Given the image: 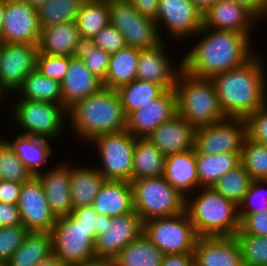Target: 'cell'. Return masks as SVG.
<instances>
[{
	"label": "cell",
	"instance_id": "obj_60",
	"mask_svg": "<svg viewBox=\"0 0 267 266\" xmlns=\"http://www.w3.org/2000/svg\"><path fill=\"white\" fill-rule=\"evenodd\" d=\"M5 94L0 90V103L2 102V99L4 100Z\"/></svg>",
	"mask_w": 267,
	"mask_h": 266
},
{
	"label": "cell",
	"instance_id": "obj_17",
	"mask_svg": "<svg viewBox=\"0 0 267 266\" xmlns=\"http://www.w3.org/2000/svg\"><path fill=\"white\" fill-rule=\"evenodd\" d=\"M22 225L28 232H49L57 218L51 212L41 182L36 176L22 183L17 202Z\"/></svg>",
	"mask_w": 267,
	"mask_h": 266
},
{
	"label": "cell",
	"instance_id": "obj_45",
	"mask_svg": "<svg viewBox=\"0 0 267 266\" xmlns=\"http://www.w3.org/2000/svg\"><path fill=\"white\" fill-rule=\"evenodd\" d=\"M28 233L24 225L0 227V261L8 262Z\"/></svg>",
	"mask_w": 267,
	"mask_h": 266
},
{
	"label": "cell",
	"instance_id": "obj_42",
	"mask_svg": "<svg viewBox=\"0 0 267 266\" xmlns=\"http://www.w3.org/2000/svg\"><path fill=\"white\" fill-rule=\"evenodd\" d=\"M0 176L1 180L18 183L26 182L32 177V174L3 138H0Z\"/></svg>",
	"mask_w": 267,
	"mask_h": 266
},
{
	"label": "cell",
	"instance_id": "obj_26",
	"mask_svg": "<svg viewBox=\"0 0 267 266\" xmlns=\"http://www.w3.org/2000/svg\"><path fill=\"white\" fill-rule=\"evenodd\" d=\"M92 206L100 217H116L134 211L131 183L106 180Z\"/></svg>",
	"mask_w": 267,
	"mask_h": 266
},
{
	"label": "cell",
	"instance_id": "obj_14",
	"mask_svg": "<svg viewBox=\"0 0 267 266\" xmlns=\"http://www.w3.org/2000/svg\"><path fill=\"white\" fill-rule=\"evenodd\" d=\"M154 20L163 41L164 27L170 38L179 42L194 37L203 27L202 14L191 0H159Z\"/></svg>",
	"mask_w": 267,
	"mask_h": 266
},
{
	"label": "cell",
	"instance_id": "obj_61",
	"mask_svg": "<svg viewBox=\"0 0 267 266\" xmlns=\"http://www.w3.org/2000/svg\"><path fill=\"white\" fill-rule=\"evenodd\" d=\"M0 266H9V265H8V262L0 261Z\"/></svg>",
	"mask_w": 267,
	"mask_h": 266
},
{
	"label": "cell",
	"instance_id": "obj_32",
	"mask_svg": "<svg viewBox=\"0 0 267 266\" xmlns=\"http://www.w3.org/2000/svg\"><path fill=\"white\" fill-rule=\"evenodd\" d=\"M18 94V95H17ZM17 100H35L63 105L61 83L34 69L13 96Z\"/></svg>",
	"mask_w": 267,
	"mask_h": 266
},
{
	"label": "cell",
	"instance_id": "obj_41",
	"mask_svg": "<svg viewBox=\"0 0 267 266\" xmlns=\"http://www.w3.org/2000/svg\"><path fill=\"white\" fill-rule=\"evenodd\" d=\"M240 160L252 180H267V144L256 142L246 136Z\"/></svg>",
	"mask_w": 267,
	"mask_h": 266
},
{
	"label": "cell",
	"instance_id": "obj_59",
	"mask_svg": "<svg viewBox=\"0 0 267 266\" xmlns=\"http://www.w3.org/2000/svg\"><path fill=\"white\" fill-rule=\"evenodd\" d=\"M5 0H0V32L4 21Z\"/></svg>",
	"mask_w": 267,
	"mask_h": 266
},
{
	"label": "cell",
	"instance_id": "obj_19",
	"mask_svg": "<svg viewBox=\"0 0 267 266\" xmlns=\"http://www.w3.org/2000/svg\"><path fill=\"white\" fill-rule=\"evenodd\" d=\"M177 114V98L174 89L151 101L126 118V130L135 138L146 139L159 125Z\"/></svg>",
	"mask_w": 267,
	"mask_h": 266
},
{
	"label": "cell",
	"instance_id": "obj_52",
	"mask_svg": "<svg viewBox=\"0 0 267 266\" xmlns=\"http://www.w3.org/2000/svg\"><path fill=\"white\" fill-rule=\"evenodd\" d=\"M144 16L155 19L159 0H128Z\"/></svg>",
	"mask_w": 267,
	"mask_h": 266
},
{
	"label": "cell",
	"instance_id": "obj_31",
	"mask_svg": "<svg viewBox=\"0 0 267 266\" xmlns=\"http://www.w3.org/2000/svg\"><path fill=\"white\" fill-rule=\"evenodd\" d=\"M165 157L147 138H136L133 150L132 180L163 176Z\"/></svg>",
	"mask_w": 267,
	"mask_h": 266
},
{
	"label": "cell",
	"instance_id": "obj_56",
	"mask_svg": "<svg viewBox=\"0 0 267 266\" xmlns=\"http://www.w3.org/2000/svg\"><path fill=\"white\" fill-rule=\"evenodd\" d=\"M37 266H70V265H67L52 253L50 256L46 257L45 259H42Z\"/></svg>",
	"mask_w": 267,
	"mask_h": 266
},
{
	"label": "cell",
	"instance_id": "obj_30",
	"mask_svg": "<svg viewBox=\"0 0 267 266\" xmlns=\"http://www.w3.org/2000/svg\"><path fill=\"white\" fill-rule=\"evenodd\" d=\"M140 49L125 47L110 54L109 68L103 87L117 90L136 79Z\"/></svg>",
	"mask_w": 267,
	"mask_h": 266
},
{
	"label": "cell",
	"instance_id": "obj_46",
	"mask_svg": "<svg viewBox=\"0 0 267 266\" xmlns=\"http://www.w3.org/2000/svg\"><path fill=\"white\" fill-rule=\"evenodd\" d=\"M72 57L49 55L38 52L36 69H38L44 76L61 83L68 70L70 59Z\"/></svg>",
	"mask_w": 267,
	"mask_h": 266
},
{
	"label": "cell",
	"instance_id": "obj_47",
	"mask_svg": "<svg viewBox=\"0 0 267 266\" xmlns=\"http://www.w3.org/2000/svg\"><path fill=\"white\" fill-rule=\"evenodd\" d=\"M94 44L109 54L126 47L124 36L112 24L104 26L94 37Z\"/></svg>",
	"mask_w": 267,
	"mask_h": 266
},
{
	"label": "cell",
	"instance_id": "obj_50",
	"mask_svg": "<svg viewBox=\"0 0 267 266\" xmlns=\"http://www.w3.org/2000/svg\"><path fill=\"white\" fill-rule=\"evenodd\" d=\"M22 225L17 204L0 202V227Z\"/></svg>",
	"mask_w": 267,
	"mask_h": 266
},
{
	"label": "cell",
	"instance_id": "obj_33",
	"mask_svg": "<svg viewBox=\"0 0 267 266\" xmlns=\"http://www.w3.org/2000/svg\"><path fill=\"white\" fill-rule=\"evenodd\" d=\"M240 154H196L199 187H211L224 174L241 165Z\"/></svg>",
	"mask_w": 267,
	"mask_h": 266
},
{
	"label": "cell",
	"instance_id": "obj_51",
	"mask_svg": "<svg viewBox=\"0 0 267 266\" xmlns=\"http://www.w3.org/2000/svg\"><path fill=\"white\" fill-rule=\"evenodd\" d=\"M22 183L14 181H0V202L17 204Z\"/></svg>",
	"mask_w": 267,
	"mask_h": 266
},
{
	"label": "cell",
	"instance_id": "obj_11",
	"mask_svg": "<svg viewBox=\"0 0 267 266\" xmlns=\"http://www.w3.org/2000/svg\"><path fill=\"white\" fill-rule=\"evenodd\" d=\"M136 138L127 130L96 136L89 145L94 144L100 156L97 170L107 180H132L133 150Z\"/></svg>",
	"mask_w": 267,
	"mask_h": 266
},
{
	"label": "cell",
	"instance_id": "obj_3",
	"mask_svg": "<svg viewBox=\"0 0 267 266\" xmlns=\"http://www.w3.org/2000/svg\"><path fill=\"white\" fill-rule=\"evenodd\" d=\"M126 118L118 92L105 87L67 109L70 132L86 144L96 136L126 130Z\"/></svg>",
	"mask_w": 267,
	"mask_h": 266
},
{
	"label": "cell",
	"instance_id": "obj_25",
	"mask_svg": "<svg viewBox=\"0 0 267 266\" xmlns=\"http://www.w3.org/2000/svg\"><path fill=\"white\" fill-rule=\"evenodd\" d=\"M165 180L187 197L199 187L195 149L165 157Z\"/></svg>",
	"mask_w": 267,
	"mask_h": 266
},
{
	"label": "cell",
	"instance_id": "obj_21",
	"mask_svg": "<svg viewBox=\"0 0 267 266\" xmlns=\"http://www.w3.org/2000/svg\"><path fill=\"white\" fill-rule=\"evenodd\" d=\"M193 257L194 266H244L234 236L198 237Z\"/></svg>",
	"mask_w": 267,
	"mask_h": 266
},
{
	"label": "cell",
	"instance_id": "obj_1",
	"mask_svg": "<svg viewBox=\"0 0 267 266\" xmlns=\"http://www.w3.org/2000/svg\"><path fill=\"white\" fill-rule=\"evenodd\" d=\"M195 37L193 47L182 56L183 70L195 77L211 79L244 65L256 54L252 38L240 32L202 27Z\"/></svg>",
	"mask_w": 267,
	"mask_h": 266
},
{
	"label": "cell",
	"instance_id": "obj_55",
	"mask_svg": "<svg viewBox=\"0 0 267 266\" xmlns=\"http://www.w3.org/2000/svg\"><path fill=\"white\" fill-rule=\"evenodd\" d=\"M72 266H114V260L112 258L94 256L93 258L87 259Z\"/></svg>",
	"mask_w": 267,
	"mask_h": 266
},
{
	"label": "cell",
	"instance_id": "obj_57",
	"mask_svg": "<svg viewBox=\"0 0 267 266\" xmlns=\"http://www.w3.org/2000/svg\"><path fill=\"white\" fill-rule=\"evenodd\" d=\"M197 10L203 15L205 14L218 0H191Z\"/></svg>",
	"mask_w": 267,
	"mask_h": 266
},
{
	"label": "cell",
	"instance_id": "obj_37",
	"mask_svg": "<svg viewBox=\"0 0 267 266\" xmlns=\"http://www.w3.org/2000/svg\"><path fill=\"white\" fill-rule=\"evenodd\" d=\"M80 37L93 38L110 23L109 0H85L75 19Z\"/></svg>",
	"mask_w": 267,
	"mask_h": 266
},
{
	"label": "cell",
	"instance_id": "obj_4",
	"mask_svg": "<svg viewBox=\"0 0 267 266\" xmlns=\"http://www.w3.org/2000/svg\"><path fill=\"white\" fill-rule=\"evenodd\" d=\"M100 220L92 205L73 208L70 215L57 218L50 231L52 253L70 266L93 258Z\"/></svg>",
	"mask_w": 267,
	"mask_h": 266
},
{
	"label": "cell",
	"instance_id": "obj_38",
	"mask_svg": "<svg viewBox=\"0 0 267 266\" xmlns=\"http://www.w3.org/2000/svg\"><path fill=\"white\" fill-rule=\"evenodd\" d=\"M85 0H48L39 7L38 18L41 29L51 25L75 21Z\"/></svg>",
	"mask_w": 267,
	"mask_h": 266
},
{
	"label": "cell",
	"instance_id": "obj_39",
	"mask_svg": "<svg viewBox=\"0 0 267 266\" xmlns=\"http://www.w3.org/2000/svg\"><path fill=\"white\" fill-rule=\"evenodd\" d=\"M252 181L248 171L239 165L234 170L224 174L211 187L238 206L248 192Z\"/></svg>",
	"mask_w": 267,
	"mask_h": 266
},
{
	"label": "cell",
	"instance_id": "obj_10",
	"mask_svg": "<svg viewBox=\"0 0 267 266\" xmlns=\"http://www.w3.org/2000/svg\"><path fill=\"white\" fill-rule=\"evenodd\" d=\"M109 18L127 47L144 50L163 42L155 20L141 15L128 0H109Z\"/></svg>",
	"mask_w": 267,
	"mask_h": 266
},
{
	"label": "cell",
	"instance_id": "obj_12",
	"mask_svg": "<svg viewBox=\"0 0 267 266\" xmlns=\"http://www.w3.org/2000/svg\"><path fill=\"white\" fill-rule=\"evenodd\" d=\"M247 136L244 119L225 118L195 129V154L241 153Z\"/></svg>",
	"mask_w": 267,
	"mask_h": 266
},
{
	"label": "cell",
	"instance_id": "obj_62",
	"mask_svg": "<svg viewBox=\"0 0 267 266\" xmlns=\"http://www.w3.org/2000/svg\"><path fill=\"white\" fill-rule=\"evenodd\" d=\"M261 2L267 7V0H261Z\"/></svg>",
	"mask_w": 267,
	"mask_h": 266
},
{
	"label": "cell",
	"instance_id": "obj_44",
	"mask_svg": "<svg viewBox=\"0 0 267 266\" xmlns=\"http://www.w3.org/2000/svg\"><path fill=\"white\" fill-rule=\"evenodd\" d=\"M267 210V180H253L242 202L238 205L240 221L247 214L261 213Z\"/></svg>",
	"mask_w": 267,
	"mask_h": 266
},
{
	"label": "cell",
	"instance_id": "obj_34",
	"mask_svg": "<svg viewBox=\"0 0 267 266\" xmlns=\"http://www.w3.org/2000/svg\"><path fill=\"white\" fill-rule=\"evenodd\" d=\"M164 254L142 232L113 259L114 266H161Z\"/></svg>",
	"mask_w": 267,
	"mask_h": 266
},
{
	"label": "cell",
	"instance_id": "obj_35",
	"mask_svg": "<svg viewBox=\"0 0 267 266\" xmlns=\"http://www.w3.org/2000/svg\"><path fill=\"white\" fill-rule=\"evenodd\" d=\"M126 117L132 112L144 108L151 101L162 96L167 90L154 82L135 79L116 90Z\"/></svg>",
	"mask_w": 267,
	"mask_h": 266
},
{
	"label": "cell",
	"instance_id": "obj_8",
	"mask_svg": "<svg viewBox=\"0 0 267 266\" xmlns=\"http://www.w3.org/2000/svg\"><path fill=\"white\" fill-rule=\"evenodd\" d=\"M130 183L133 207L142 222L185 211L186 197L175 190L164 176L131 180Z\"/></svg>",
	"mask_w": 267,
	"mask_h": 266
},
{
	"label": "cell",
	"instance_id": "obj_43",
	"mask_svg": "<svg viewBox=\"0 0 267 266\" xmlns=\"http://www.w3.org/2000/svg\"><path fill=\"white\" fill-rule=\"evenodd\" d=\"M244 266H267V236L235 234Z\"/></svg>",
	"mask_w": 267,
	"mask_h": 266
},
{
	"label": "cell",
	"instance_id": "obj_49",
	"mask_svg": "<svg viewBox=\"0 0 267 266\" xmlns=\"http://www.w3.org/2000/svg\"><path fill=\"white\" fill-rule=\"evenodd\" d=\"M235 234L267 236V210L256 214H247L240 221V229Z\"/></svg>",
	"mask_w": 267,
	"mask_h": 266
},
{
	"label": "cell",
	"instance_id": "obj_53",
	"mask_svg": "<svg viewBox=\"0 0 267 266\" xmlns=\"http://www.w3.org/2000/svg\"><path fill=\"white\" fill-rule=\"evenodd\" d=\"M161 266H194L193 253L164 255Z\"/></svg>",
	"mask_w": 267,
	"mask_h": 266
},
{
	"label": "cell",
	"instance_id": "obj_2",
	"mask_svg": "<svg viewBox=\"0 0 267 266\" xmlns=\"http://www.w3.org/2000/svg\"><path fill=\"white\" fill-rule=\"evenodd\" d=\"M263 59L257 53L244 65L210 79L226 118L246 120L267 102V66Z\"/></svg>",
	"mask_w": 267,
	"mask_h": 266
},
{
	"label": "cell",
	"instance_id": "obj_5",
	"mask_svg": "<svg viewBox=\"0 0 267 266\" xmlns=\"http://www.w3.org/2000/svg\"><path fill=\"white\" fill-rule=\"evenodd\" d=\"M197 191L188 195L185 203V211L197 235L234 236L240 229L238 206L212 187H200Z\"/></svg>",
	"mask_w": 267,
	"mask_h": 266
},
{
	"label": "cell",
	"instance_id": "obj_13",
	"mask_svg": "<svg viewBox=\"0 0 267 266\" xmlns=\"http://www.w3.org/2000/svg\"><path fill=\"white\" fill-rule=\"evenodd\" d=\"M143 232V222L134 210L125 215L102 216L94 243L96 257L114 259Z\"/></svg>",
	"mask_w": 267,
	"mask_h": 266
},
{
	"label": "cell",
	"instance_id": "obj_9",
	"mask_svg": "<svg viewBox=\"0 0 267 266\" xmlns=\"http://www.w3.org/2000/svg\"><path fill=\"white\" fill-rule=\"evenodd\" d=\"M143 232L164 255L193 253L199 237L186 211L143 222Z\"/></svg>",
	"mask_w": 267,
	"mask_h": 266
},
{
	"label": "cell",
	"instance_id": "obj_20",
	"mask_svg": "<svg viewBox=\"0 0 267 266\" xmlns=\"http://www.w3.org/2000/svg\"><path fill=\"white\" fill-rule=\"evenodd\" d=\"M202 17L203 27L240 32L251 38L253 26L260 21L248 8L232 0H218Z\"/></svg>",
	"mask_w": 267,
	"mask_h": 266
},
{
	"label": "cell",
	"instance_id": "obj_27",
	"mask_svg": "<svg viewBox=\"0 0 267 266\" xmlns=\"http://www.w3.org/2000/svg\"><path fill=\"white\" fill-rule=\"evenodd\" d=\"M3 139L10 145L14 150V153L18 156V159L25 165L27 170L36 176L43 172L42 169L46 164L47 160L50 159V155L53 152L52 143L50 140L37 138L33 136H27L16 134L12 136V139Z\"/></svg>",
	"mask_w": 267,
	"mask_h": 266
},
{
	"label": "cell",
	"instance_id": "obj_22",
	"mask_svg": "<svg viewBox=\"0 0 267 266\" xmlns=\"http://www.w3.org/2000/svg\"><path fill=\"white\" fill-rule=\"evenodd\" d=\"M60 163L57 162L49 170L45 169L36 175L42 184L51 212L56 218L70 215L73 209L70 191L71 162Z\"/></svg>",
	"mask_w": 267,
	"mask_h": 266
},
{
	"label": "cell",
	"instance_id": "obj_6",
	"mask_svg": "<svg viewBox=\"0 0 267 266\" xmlns=\"http://www.w3.org/2000/svg\"><path fill=\"white\" fill-rule=\"evenodd\" d=\"M174 90L177 98V114L195 129L226 118L210 79L192 76L182 69L178 74Z\"/></svg>",
	"mask_w": 267,
	"mask_h": 266
},
{
	"label": "cell",
	"instance_id": "obj_23",
	"mask_svg": "<svg viewBox=\"0 0 267 266\" xmlns=\"http://www.w3.org/2000/svg\"><path fill=\"white\" fill-rule=\"evenodd\" d=\"M147 139L165 156L194 149L195 128L176 114L159 125Z\"/></svg>",
	"mask_w": 267,
	"mask_h": 266
},
{
	"label": "cell",
	"instance_id": "obj_58",
	"mask_svg": "<svg viewBox=\"0 0 267 266\" xmlns=\"http://www.w3.org/2000/svg\"><path fill=\"white\" fill-rule=\"evenodd\" d=\"M22 1H26L32 7L38 9L39 7L43 6L48 0H22Z\"/></svg>",
	"mask_w": 267,
	"mask_h": 266
},
{
	"label": "cell",
	"instance_id": "obj_29",
	"mask_svg": "<svg viewBox=\"0 0 267 266\" xmlns=\"http://www.w3.org/2000/svg\"><path fill=\"white\" fill-rule=\"evenodd\" d=\"M80 38L75 21L41 29L38 51L42 54L72 57Z\"/></svg>",
	"mask_w": 267,
	"mask_h": 266
},
{
	"label": "cell",
	"instance_id": "obj_48",
	"mask_svg": "<svg viewBox=\"0 0 267 266\" xmlns=\"http://www.w3.org/2000/svg\"><path fill=\"white\" fill-rule=\"evenodd\" d=\"M245 121L247 136L256 142L267 144V102Z\"/></svg>",
	"mask_w": 267,
	"mask_h": 266
},
{
	"label": "cell",
	"instance_id": "obj_40",
	"mask_svg": "<svg viewBox=\"0 0 267 266\" xmlns=\"http://www.w3.org/2000/svg\"><path fill=\"white\" fill-rule=\"evenodd\" d=\"M72 57L81 59L95 76L102 82L105 80L110 54L96 47L93 38L80 37Z\"/></svg>",
	"mask_w": 267,
	"mask_h": 266
},
{
	"label": "cell",
	"instance_id": "obj_24",
	"mask_svg": "<svg viewBox=\"0 0 267 266\" xmlns=\"http://www.w3.org/2000/svg\"><path fill=\"white\" fill-rule=\"evenodd\" d=\"M103 87L81 59L71 58L68 70L61 82L63 106L68 109L77 101L95 94Z\"/></svg>",
	"mask_w": 267,
	"mask_h": 266
},
{
	"label": "cell",
	"instance_id": "obj_54",
	"mask_svg": "<svg viewBox=\"0 0 267 266\" xmlns=\"http://www.w3.org/2000/svg\"><path fill=\"white\" fill-rule=\"evenodd\" d=\"M248 8L259 20H267V7L261 0H232Z\"/></svg>",
	"mask_w": 267,
	"mask_h": 266
},
{
	"label": "cell",
	"instance_id": "obj_16",
	"mask_svg": "<svg viewBox=\"0 0 267 266\" xmlns=\"http://www.w3.org/2000/svg\"><path fill=\"white\" fill-rule=\"evenodd\" d=\"M40 35L38 10L26 1L5 0L4 21L0 32L2 43L38 45Z\"/></svg>",
	"mask_w": 267,
	"mask_h": 266
},
{
	"label": "cell",
	"instance_id": "obj_15",
	"mask_svg": "<svg viewBox=\"0 0 267 266\" xmlns=\"http://www.w3.org/2000/svg\"><path fill=\"white\" fill-rule=\"evenodd\" d=\"M38 45L2 43L0 49V90L13 95L24 79L36 69ZM11 93V94H9Z\"/></svg>",
	"mask_w": 267,
	"mask_h": 266
},
{
	"label": "cell",
	"instance_id": "obj_7",
	"mask_svg": "<svg viewBox=\"0 0 267 266\" xmlns=\"http://www.w3.org/2000/svg\"><path fill=\"white\" fill-rule=\"evenodd\" d=\"M13 103L10 114L16 126L21 128L19 134L54 143L62 137L61 133L64 134L68 123L67 109L63 105L35 100H16Z\"/></svg>",
	"mask_w": 267,
	"mask_h": 266
},
{
	"label": "cell",
	"instance_id": "obj_18",
	"mask_svg": "<svg viewBox=\"0 0 267 266\" xmlns=\"http://www.w3.org/2000/svg\"><path fill=\"white\" fill-rule=\"evenodd\" d=\"M167 45L164 40L154 48L140 50L136 79L157 83L166 90L174 89L178 74L183 69L182 57L176 66Z\"/></svg>",
	"mask_w": 267,
	"mask_h": 266
},
{
	"label": "cell",
	"instance_id": "obj_28",
	"mask_svg": "<svg viewBox=\"0 0 267 266\" xmlns=\"http://www.w3.org/2000/svg\"><path fill=\"white\" fill-rule=\"evenodd\" d=\"M70 164V191L73 208L89 206L107 180L93 166ZM74 165V166H73Z\"/></svg>",
	"mask_w": 267,
	"mask_h": 266
},
{
	"label": "cell",
	"instance_id": "obj_36",
	"mask_svg": "<svg viewBox=\"0 0 267 266\" xmlns=\"http://www.w3.org/2000/svg\"><path fill=\"white\" fill-rule=\"evenodd\" d=\"M52 254V237L49 232H29L21 246L8 261L9 266H37Z\"/></svg>",
	"mask_w": 267,
	"mask_h": 266
}]
</instances>
